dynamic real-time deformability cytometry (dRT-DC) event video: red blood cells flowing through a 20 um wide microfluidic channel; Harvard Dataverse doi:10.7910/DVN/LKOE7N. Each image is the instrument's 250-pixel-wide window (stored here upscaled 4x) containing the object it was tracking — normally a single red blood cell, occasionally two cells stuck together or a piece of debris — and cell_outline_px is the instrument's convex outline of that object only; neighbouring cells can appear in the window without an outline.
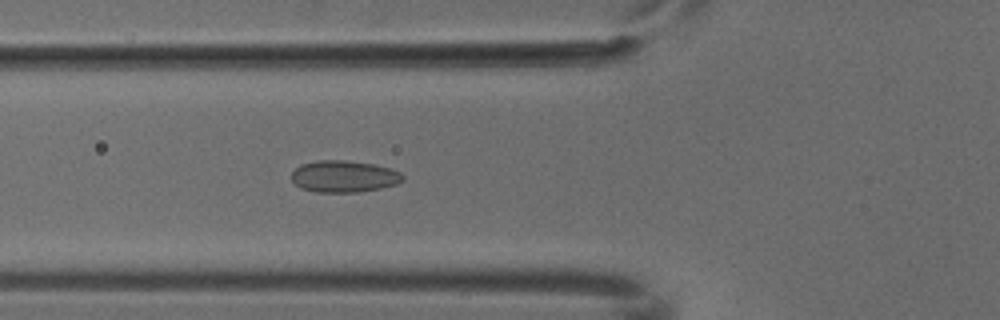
{"species": "common noctule bat (a hibernating species)", "species_latin": "Nyctalus noctula", "temperature_condition": "cold", "stored_images_in_passage": 5, "camera_frame_rate_fps": 3000, "um_per_image_px": 0.085, "animal": {"sex": "male", "body_mass_g": 18.8}, "frame": {"image": 1, "passage_image": 5, "time_ms": 1.333, "image_size_px": [1000, 320], "cell_outline_px": [[404, 180], [396, 184], [380, 188], [360, 192], [316, 192], [300, 188], [292, 180], [292, 172], [300, 164], [316, 160], [344, 160], [376, 164], [392, 168], [400, 172], [404, 176]], "centroid_in_image_um": [29.25, 14.99], "position_along_channel_um": 96.6, "area_um2": 20.81}}